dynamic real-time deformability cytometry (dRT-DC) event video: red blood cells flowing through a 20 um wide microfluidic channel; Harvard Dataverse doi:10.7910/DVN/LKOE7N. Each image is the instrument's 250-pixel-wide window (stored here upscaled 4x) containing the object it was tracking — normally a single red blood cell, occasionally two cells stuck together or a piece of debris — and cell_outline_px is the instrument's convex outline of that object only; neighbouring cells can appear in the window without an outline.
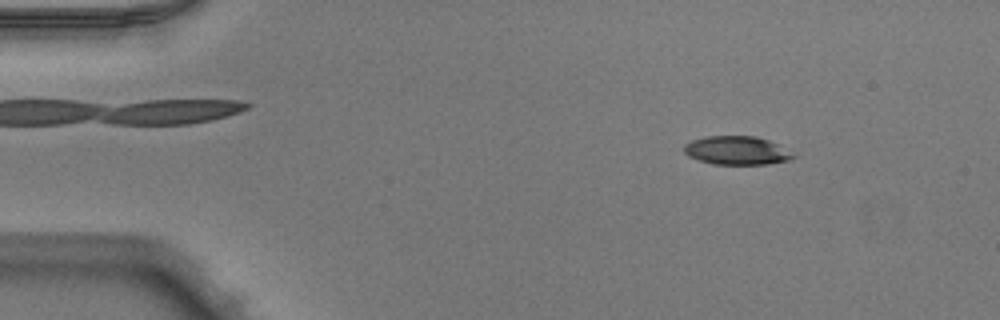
{"species": "Egyptian fruit bat (a non-hibernating species)", "species_latin": "Rousettus aegyptiacus", "temperature_condition": "warm", "stored_images_in_passage": 50, "camera_frame_rate_fps": 3000, "um_per_image_px": 0.085, "animal": {"sex": "male"}, "frame": {"image": 1, "passage_image": 6, "time_ms": 1.667, "image_size_px": [1000, 320], "cell_outline_px": [[796, 156], [792, 160], [768, 164], [712, 164], [688, 156], [684, 152], [684, 144], [692, 140], [708, 136], [756, 136], [768, 140], [776, 144]], "centroid_in_image_um": [62.61, 12.79], "position_along_channel_um": 22.4, "area_um2": 18.03}}
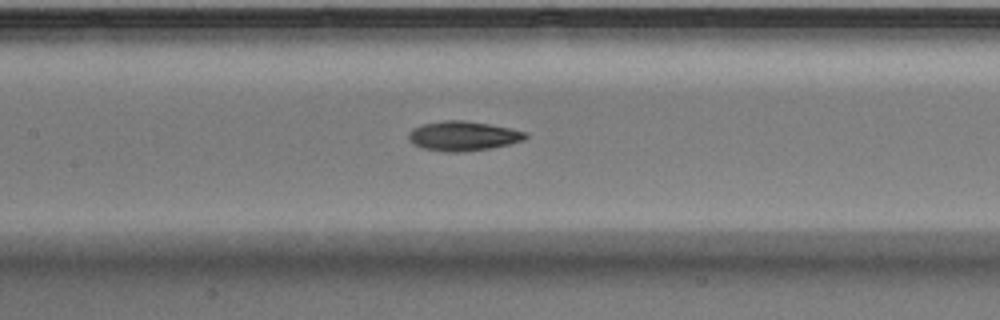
{"frame": {"image": 2, "passage_image": 23, "time_ms": 7.333, "image_size_px": [1000, 320], "cell_outline_px": [[528, 136], [524, 140], [508, 144], [488, 148], [464, 152], [444, 152], [420, 148], [412, 144], [408, 140], [408, 132], [412, 128], [424, 124], [444, 120], [464, 120], [488, 124], [508, 128], [524, 132]], "centroid_in_image_um": [39.28, 11.57], "position_along_channel_um": 168.1, "area_um2": 20.11}}
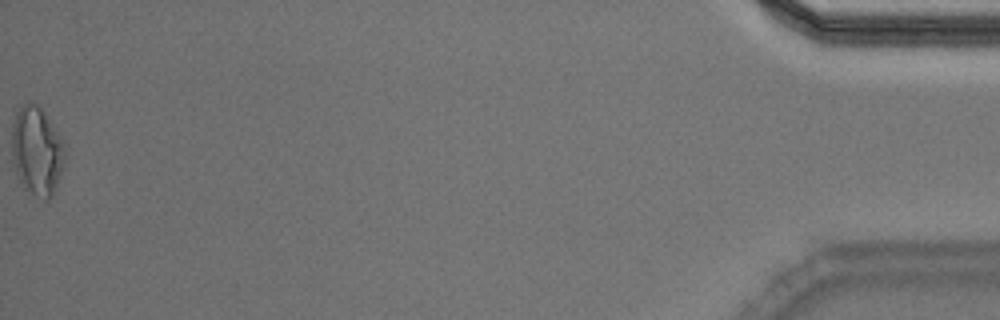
{"frame": {"image": 3, "passage_image": 50, "time_ms": 16.333, "image_size_px": [1000, 320], "cell_outline_px": [[64, 164], [56, 188], [52, 196], [48, 200], [44, 200], [36, 196], [24, 188], [16, 172], [12, 156], [12, 124], [16, 112], [24, 104], [32, 100], [44, 112], [64, 140]], "centroid_in_image_um": [3.14, 12.83], "position_along_channel_um": 432.1, "area_um2": 27.51}, "authors_computed_cell_mechanics": {"area_um2": 19.3341, "velocity_mm_per_s": 4.0217, "shape_relaxation_time_tau1_ms": 4.6308, "shape_relaxation_time_tau2_ms": 2.4815, "deformation_change_tau1": 0.1896, "deformation_change_tau2": 0.1033}}